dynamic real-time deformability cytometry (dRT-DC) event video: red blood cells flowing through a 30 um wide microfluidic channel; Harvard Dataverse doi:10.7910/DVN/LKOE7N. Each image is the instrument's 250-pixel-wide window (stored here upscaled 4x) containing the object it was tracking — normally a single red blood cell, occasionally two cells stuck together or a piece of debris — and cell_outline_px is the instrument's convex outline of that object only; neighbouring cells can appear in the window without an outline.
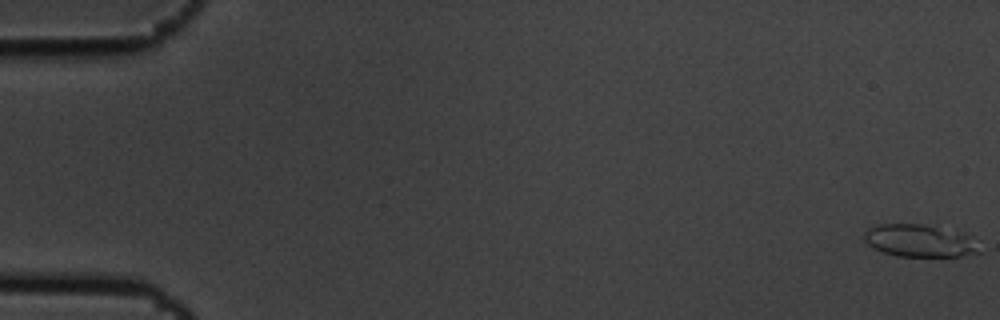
{"species": "common noctule bat (a hibernating species)", "species_latin": "Nyctalus noctula", "temperature_condition": "cold", "stored_images_in_passage": 6, "camera_frame_rate_fps": 3000, "um_per_image_px": 0.085, "animal": {"sex": "male", "body_mass_g": 19.5, "forearm_length_mm": 54.6}, "frame": {"image": 1, "passage_image": 1, "time_ms": 0.0, "image_size_px": [1000, 320], "cell_outline_px": [[984, 252], [960, 256], [896, 256], [884, 252], [868, 244], [864, 240], [864, 232], [868, 228], [880, 224], [920, 224], [964, 232]], "centroid_in_image_um": [78.18, 20.46], "position_along_channel_um": 6.8, "area_um2": 21.68}}